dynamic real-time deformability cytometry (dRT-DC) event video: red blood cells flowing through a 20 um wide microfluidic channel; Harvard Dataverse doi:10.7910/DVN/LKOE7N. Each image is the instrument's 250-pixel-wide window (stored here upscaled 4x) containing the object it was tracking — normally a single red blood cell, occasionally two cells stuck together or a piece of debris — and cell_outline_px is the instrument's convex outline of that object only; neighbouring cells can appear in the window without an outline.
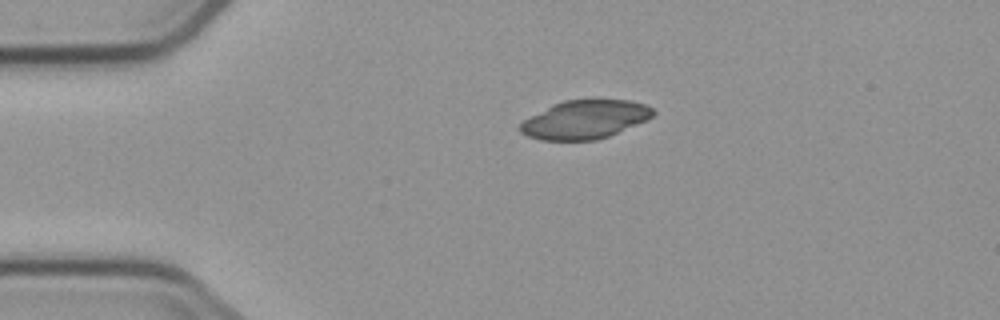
{"species": "common noctule bat (a hibernating species)", "species_latin": "Nyctalus noctula", "temperature_condition": "cold", "stored_images_in_passage": 2, "camera_frame_rate_fps": 3000, "um_per_image_px": 0.085, "animal": {"sex": "male", "body_mass_g": 23.1, "forearm_length_mm": 52.7}, "frame": {"image": 1, "passage_image": 1, "time_ms": 0.0, "image_size_px": [1000, 320], "cell_outline_px": [[656, 112], [648, 120], [608, 136], [596, 140], [540, 140], [528, 136], [520, 132], [520, 124], [524, 120], [552, 104], [564, 100], [592, 96], [628, 100], [644, 104], [652, 108]], "centroid_in_image_um": [49.75, 10.11], "position_along_channel_um": 35.3, "area_um2": 30.58}}